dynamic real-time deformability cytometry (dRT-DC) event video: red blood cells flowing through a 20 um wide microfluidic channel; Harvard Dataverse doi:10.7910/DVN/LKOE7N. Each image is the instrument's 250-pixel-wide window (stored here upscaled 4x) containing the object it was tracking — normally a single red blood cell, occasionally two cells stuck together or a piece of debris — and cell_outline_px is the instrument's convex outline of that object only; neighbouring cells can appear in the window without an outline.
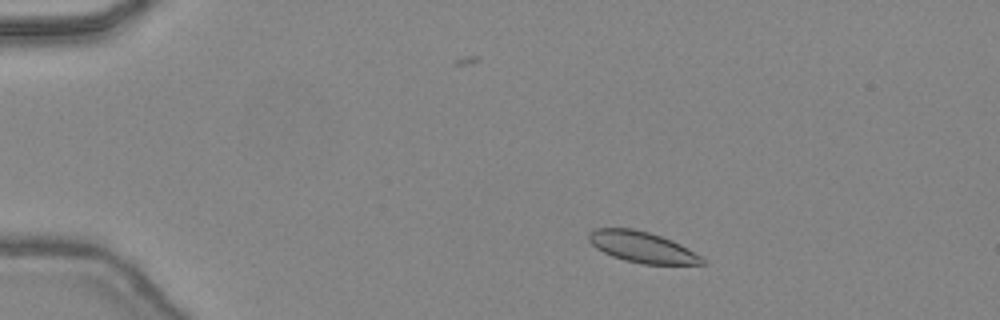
{"species": "common noctule bat (a hibernating species)", "species_latin": "Nyctalus noctula", "temperature_condition": "warm", "stored_images_in_passage": 45, "camera_frame_rate_fps": 3000, "um_per_image_px": 0.085, "animal": {"sex": "female", "body_mass_g": 24.6, "forearm_length_mm": 56.2}, "frame": {"image": 1, "passage_image": 7, "time_ms": 2.0, "image_size_px": [1000, 320], "cell_outline_px": [[708, 264], [644, 264], [624, 260], [612, 256], [596, 248], [588, 240], [588, 232], [596, 228], [632, 228], [648, 232], [672, 240], [680, 244], [700, 256]], "centroid_in_image_um": [54.55, 21.0], "position_along_channel_um": 30.4, "area_um2": 20.29}}
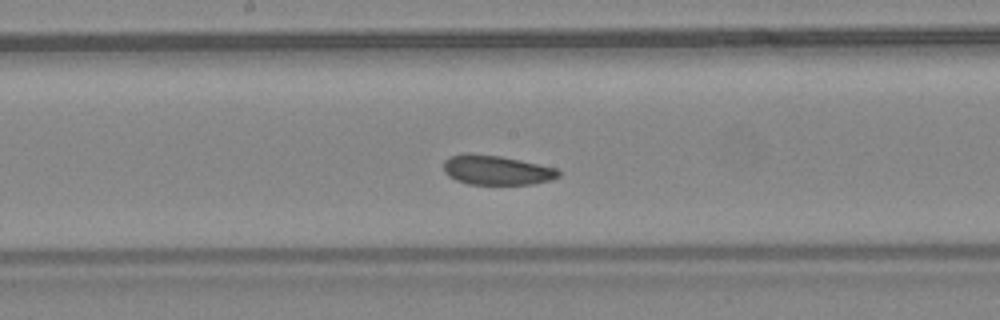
{"frame": {"image": 2, "passage_image": 24, "time_ms": 7.667, "image_size_px": [1000, 320], "cell_outline_px": [[560, 176], [552, 180], [532, 184], [468, 184], [456, 180], [448, 176], [444, 172], [444, 160], [448, 156], [464, 152], [472, 152], [500, 156], [520, 160], [556, 168], [560, 172]], "centroid_in_image_um": [42.16, 14.44], "position_along_channel_um": 206.0, "area_um2": 20.06}}
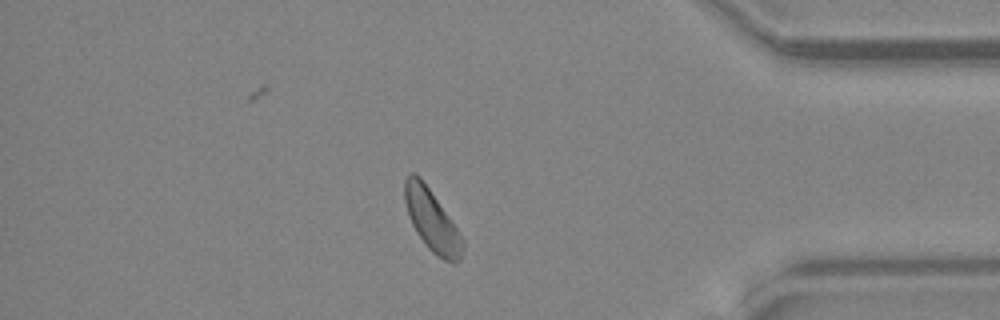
{"frame": {"image": 3, "passage_image": 39, "time_ms": 12.667, "image_size_px": [1000, 320], "cell_outline_px": [[464, 248], [460, 260], [456, 264], [452, 264], [436, 256], [424, 244], [416, 232], [408, 216], [404, 200], [404, 180], [412, 172], [416, 172], [420, 176], [456, 228], [464, 240]], "centroid_in_image_um": [36.7, 18.78], "position_along_channel_um": 398.5, "area_um2": 20.75}, "authors_computed_cell_mechanics": {"area_um2": 20.7502, "velocity_mm_per_s": 4.4236, "shape_relaxation_time_tau1_ms": 3.4379, "shape_relaxation_time_tau2_ms": 6.9683, "deformation_change_tau1": 0.0634, "deformation_change_tau2": 0.0993}}